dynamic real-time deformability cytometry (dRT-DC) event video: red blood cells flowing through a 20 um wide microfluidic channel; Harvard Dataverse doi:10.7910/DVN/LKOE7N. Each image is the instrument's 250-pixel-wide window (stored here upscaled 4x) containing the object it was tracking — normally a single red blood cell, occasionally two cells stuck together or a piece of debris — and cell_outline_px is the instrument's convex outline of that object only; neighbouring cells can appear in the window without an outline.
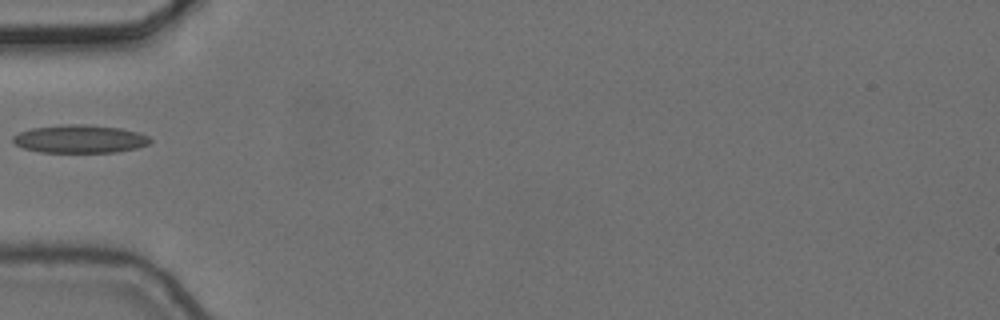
{"species": "common noctule bat (a hibernating species)", "species_latin": "Nyctalus noctula", "temperature_condition": "cold", "stored_images_in_passage": 2, "camera_frame_rate_fps": 3000, "um_per_image_px": 0.085, "animal": {"sex": "female", "body_mass_g": 24.6, "forearm_length_mm": 56.2}, "frame": {"image": 1, "passage_image": 1, "time_ms": 0.0, "image_size_px": [1000, 320], "cell_outline_px": [[152, 140], [148, 144], [136, 148], [116, 152], [40, 152], [24, 148], [16, 144], [12, 140], [12, 136], [20, 132], [32, 128], [68, 124], [84, 124], [120, 128], [140, 132], [148, 136]], "centroid_in_image_um": [6.8, 11.81], "position_along_channel_um": 78.2, "area_um2": 22.37}}
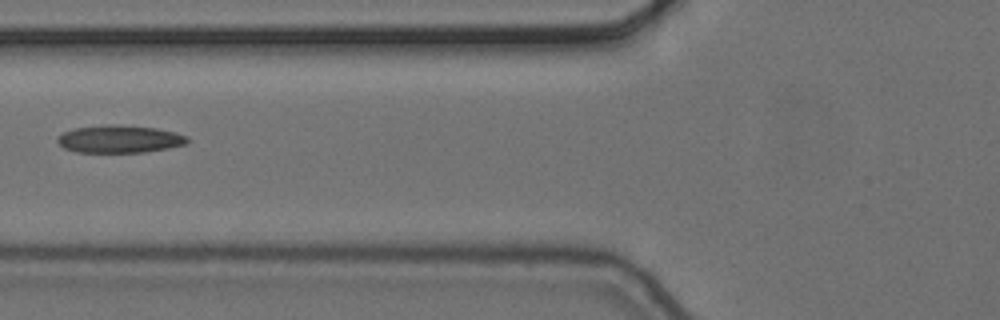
{"frame": {"image": 2, "passage_image": 2, "time_ms": 0.333, "image_size_px": [1000, 320], "cell_outline_px": [[188, 144], [168, 148], [144, 152], [76, 152], [64, 148], [56, 140], [56, 136], [64, 132], [76, 128], [104, 124], [108, 124], [156, 128], [176, 132], [188, 136]], "centroid_in_image_um": [10.17, 11.82], "position_along_channel_um": 115.6, "area_um2": 20.92}}